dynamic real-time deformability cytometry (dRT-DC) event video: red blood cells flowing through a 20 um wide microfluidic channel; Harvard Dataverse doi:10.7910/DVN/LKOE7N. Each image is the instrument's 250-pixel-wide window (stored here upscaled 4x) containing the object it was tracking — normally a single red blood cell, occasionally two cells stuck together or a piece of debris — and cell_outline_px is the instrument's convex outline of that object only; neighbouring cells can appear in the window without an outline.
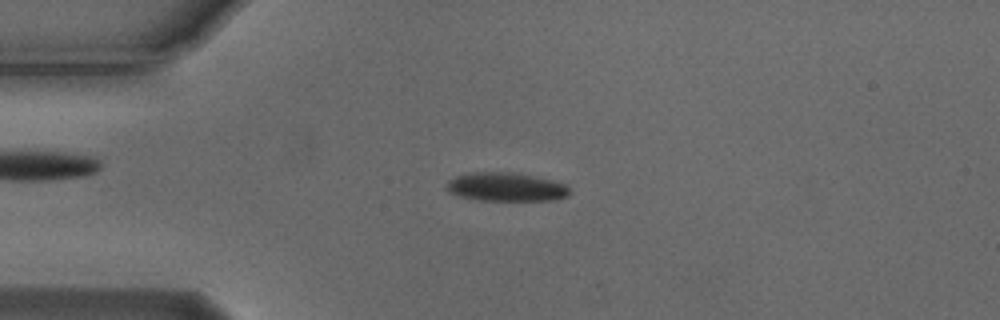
{"species": "Egyptian fruit bat (a non-hibernating species)", "species_latin": "Rousettus aegyptiacus", "temperature_condition": "cold", "stored_images_in_passage": 54, "camera_frame_rate_fps": 3000, "um_per_image_px": 0.085, "animal": {"sex": "male"}, "frame": {"image": 1, "passage_image": 13, "time_ms": 4.0, "image_size_px": [1000, 320], "cell_outline_px": [[568, 196], [556, 200], [476, 200], [460, 196], [448, 192], [448, 180], [456, 176], [468, 172], [512, 172], [548, 180], [564, 184], [568, 188]], "centroid_in_image_um": [42.96, 15.89], "position_along_channel_um": 42.0, "area_um2": 20.23}}
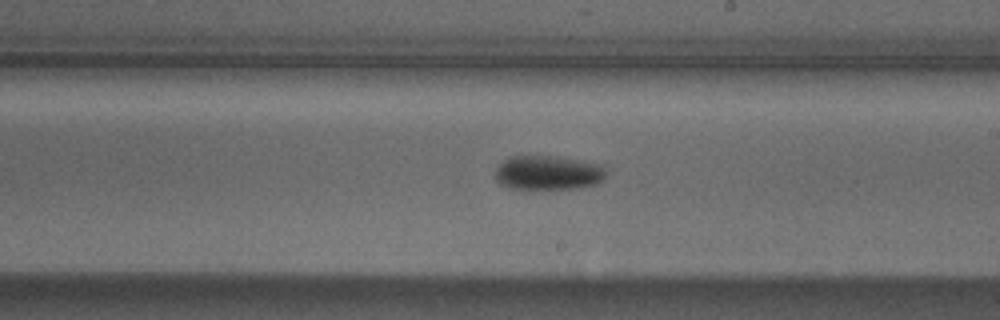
{"frame": {"image": 2, "passage_image": 31, "time_ms": 10.0, "image_size_px": [1000, 320], "cell_outline_px": [[604, 180], [596, 184], [576, 188], [508, 188], [500, 184], [496, 180], [496, 168], [508, 156], [556, 156], [604, 164]], "centroid_in_image_um": [46.59, 14.67], "position_along_channel_um": 242.4, "area_um2": 22.14}}
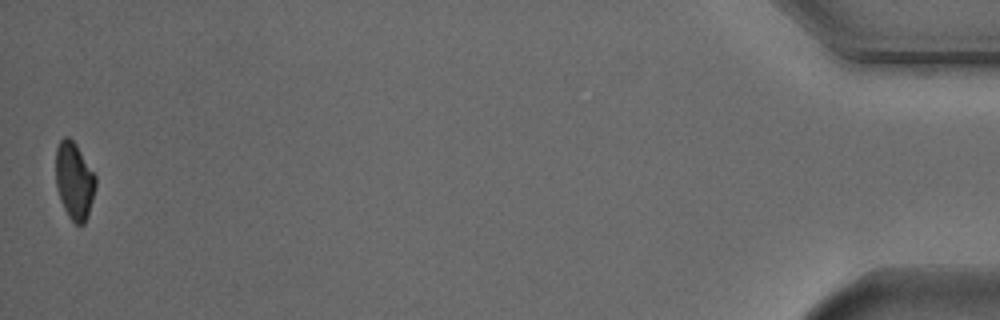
{"frame": {"image": 3, "passage_image": 54, "time_ms": 17.667, "image_size_px": [1000, 320], "cell_outline_px": [[96, 188], [88, 216], [84, 224], [76, 224], [68, 216], [60, 200], [56, 184], [56, 148], [60, 140], [64, 136], [68, 136], [76, 144], [96, 176]], "centroid_in_image_um": [6.32, 15.36], "position_along_channel_um": 428.9, "area_um2": 17.98}, "authors_computed_cell_mechanics": {"area_um2": 20.0566, "velocity_mm_per_s": 3.7304, "shape_relaxation_time_tau1_ms": 2.6296, "shape_relaxation_time_tau2_ms": null, "deformation_change_tau1": 0.0901, "deformation_change_tau2": null}}